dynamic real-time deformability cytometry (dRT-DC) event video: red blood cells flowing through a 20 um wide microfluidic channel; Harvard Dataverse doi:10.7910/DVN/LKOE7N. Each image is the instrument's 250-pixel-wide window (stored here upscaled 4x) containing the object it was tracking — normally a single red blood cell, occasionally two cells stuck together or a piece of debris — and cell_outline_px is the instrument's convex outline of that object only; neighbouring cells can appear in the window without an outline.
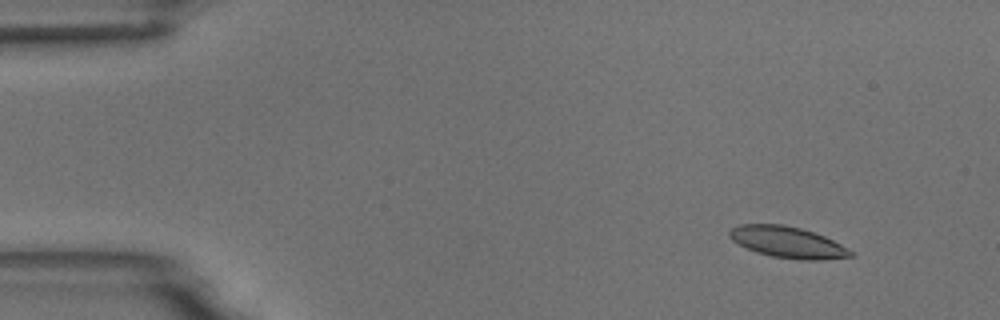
{"species": "common noctule bat (a hibernating species)", "species_latin": "Nyctalus noctula", "temperature_condition": "room temperature", "stored_images_in_passage": 4, "camera_frame_rate_fps": 3000, "um_per_image_px": 0.085, "animal": {"sex": "male", "body_mass_g": 18.8}, "frame": {"image": 1, "passage_image": 2, "time_ms": 1.333, "image_size_px": [1000, 320], "cell_outline_px": [[856, 256], [820, 260], [800, 260], [772, 256], [756, 252], [732, 240], [728, 236], [728, 232], [732, 228], [740, 224], [784, 224], [800, 228], [824, 236], [848, 248]], "centroid_in_image_um": [66.95, 20.59], "position_along_channel_um": 18.0, "area_um2": 21.96}}